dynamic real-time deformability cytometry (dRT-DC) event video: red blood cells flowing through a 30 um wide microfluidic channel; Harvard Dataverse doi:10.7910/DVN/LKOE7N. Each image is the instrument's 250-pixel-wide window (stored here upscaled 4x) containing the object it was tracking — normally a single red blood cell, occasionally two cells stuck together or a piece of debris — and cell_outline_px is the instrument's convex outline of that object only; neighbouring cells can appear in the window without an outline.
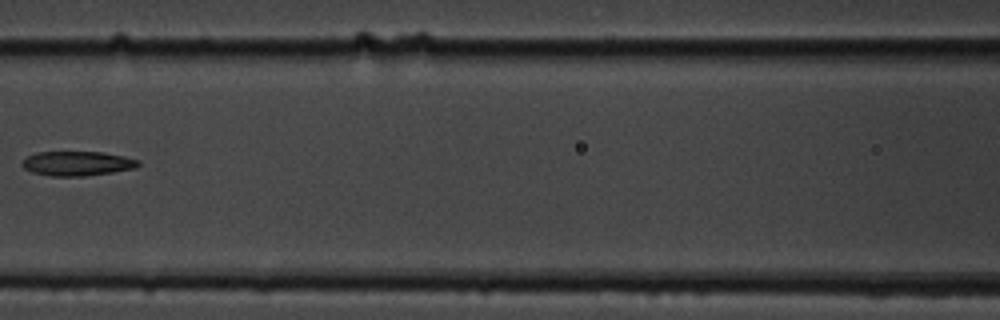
{"species": "common noctule bat (a hibernating species)", "species_latin": "Nyctalus noctula", "temperature_condition": "cold", "stored_images_in_passage": 15, "camera_frame_rate_fps": 3000, "um_per_image_px": 0.085, "animal": {"sex": "male", "body_mass_g": 19.5, "forearm_length_mm": 54.6}, "frame": {"image": 1, "passage_image": 7, "time_ms": 8.0, "image_size_px": [1000, 320], "cell_outline_px": [[140, 164], [136, 168], [112, 172], [84, 176], [52, 176], [32, 172], [24, 168], [20, 164], [28, 156], [36, 152], [104, 152], [124, 156], [140, 160]], "centroid_in_image_um": [6.59, 13.89], "position_along_channel_um": 160.0, "area_um2": 16.59}}
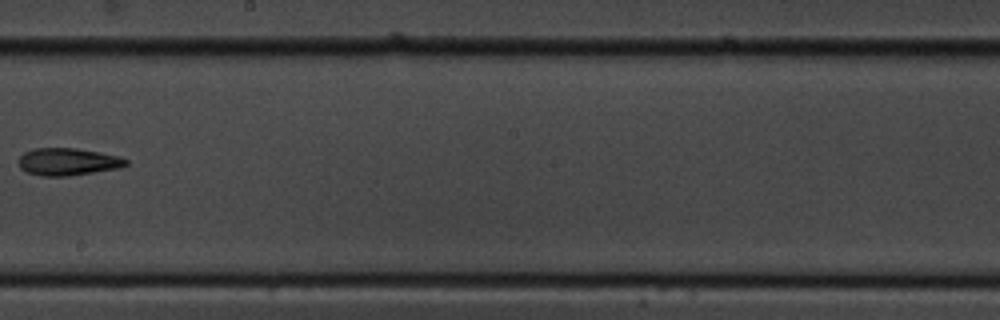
{"frame": {"image": 2, "passage_image": 9, "time_ms": 10.333, "image_size_px": [1000, 320], "cell_outline_px": [[128, 164], [120, 168], [68, 176], [40, 176], [28, 172], [20, 168], [20, 156], [24, 152], [36, 148], [76, 148], [100, 152], [120, 156], [128, 160]], "centroid_in_image_um": [5.8, 13.74], "position_along_channel_um": 242.4, "area_um2": 17.11}}
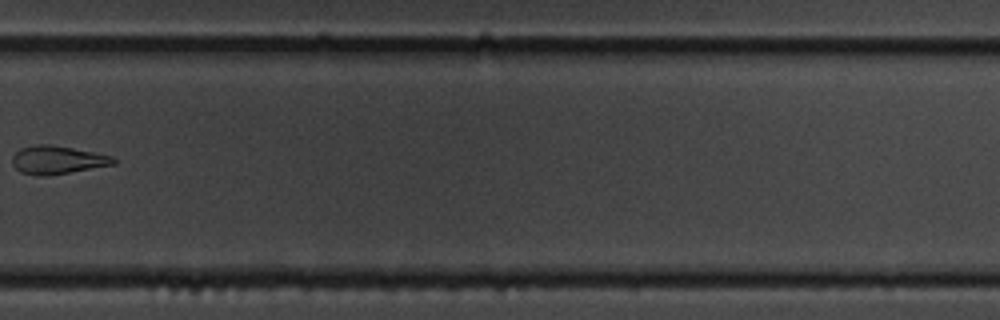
{"frame": {"image": 3, "passage_image": 11, "time_ms": 12.667, "image_size_px": [1000, 320], "cell_outline_px": [[116, 164], [48, 176], [44, 176], [20, 172], [12, 164], [12, 156], [20, 148], [36, 144], [48, 144], [72, 148], [112, 156], [116, 160]], "centroid_in_image_um": [4.86, 13.59], "position_along_channel_um": 324.9, "area_um2": 16.53}}